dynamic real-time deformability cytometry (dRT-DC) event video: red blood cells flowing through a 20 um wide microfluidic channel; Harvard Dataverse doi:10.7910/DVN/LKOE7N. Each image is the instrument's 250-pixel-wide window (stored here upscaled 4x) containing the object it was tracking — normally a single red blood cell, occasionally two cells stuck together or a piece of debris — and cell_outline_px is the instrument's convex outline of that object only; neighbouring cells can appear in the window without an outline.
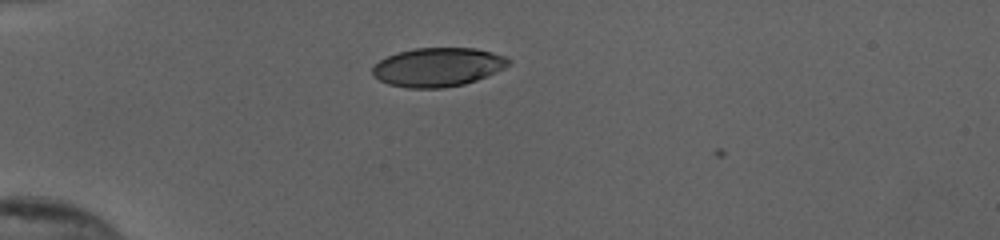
{"species": "human", "species_latin": "Homo sapiens", "temperature_condition": "cold", "stored_images_in_passage": 32, "camera_frame_rate_fps": 3000, "um_per_image_px": 0.085, "donor": {"sex": "female"}, "frame": {"image": 1, "passage_image": 1, "time_ms": 0.0, "image_size_px": [1000, 240], "cell_outline_px": [[512, 64], [504, 68], [476, 80], [464, 84], [444, 88], [408, 88], [388, 84], [372, 76], [372, 68], [380, 60], [388, 56], [400, 52], [416, 48], [476, 48], [492, 52], [504, 56], [512, 60]], "centroid_in_image_um": [37.23, 5.71], "position_along_channel_um": 47.8, "area_um2": 30.75}}
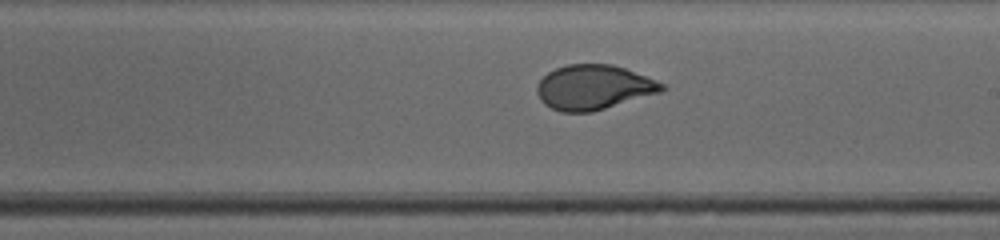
{"frame": {"image": 2, "passage_image": 18, "time_ms": 5.667, "image_size_px": [1000, 240], "cell_outline_px": [[668, 88], [660, 92], [592, 112], [560, 112], [544, 104], [540, 100], [536, 92], [536, 84], [548, 72], [556, 68], [568, 64], [612, 64], [624, 68], [656, 80], [664, 84]], "centroid_in_image_um": [50.43, 7.42], "position_along_channel_um": 238.6, "area_um2": 32.48}}
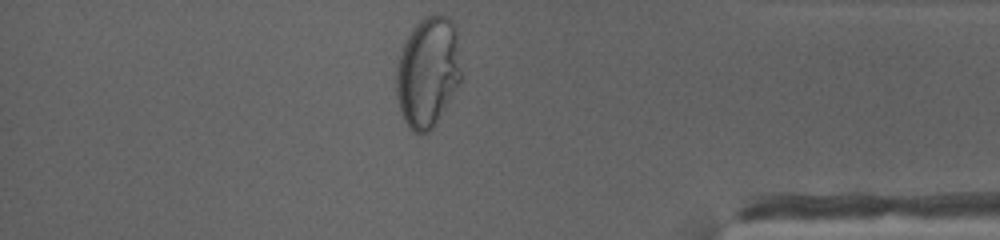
{"frame": {"image": 3, "passage_image": 32, "time_ms": 10.333, "image_size_px": [1000, 240], "cell_outline_px": [[460, 80], [444, 108], [432, 128], [428, 132], [420, 136], [412, 132], [404, 120], [400, 112], [396, 92], [396, 68], [404, 44], [412, 28], [424, 16], [432, 12], [448, 16], [456, 28], [460, 68]], "centroid_in_image_um": [36.34, 6.1], "position_along_channel_um": 398.9, "area_um2": 41.62}, "authors_computed_cell_mechanics": {"area_um2": 32.946, "velocity_mm_per_s": 3.8933, "shape_relaxation_time_tau1_ms": 8.1568, "shape_relaxation_time_tau2_ms": null, "deformation_change_tau1": 0.2646, "deformation_change_tau2": null}}